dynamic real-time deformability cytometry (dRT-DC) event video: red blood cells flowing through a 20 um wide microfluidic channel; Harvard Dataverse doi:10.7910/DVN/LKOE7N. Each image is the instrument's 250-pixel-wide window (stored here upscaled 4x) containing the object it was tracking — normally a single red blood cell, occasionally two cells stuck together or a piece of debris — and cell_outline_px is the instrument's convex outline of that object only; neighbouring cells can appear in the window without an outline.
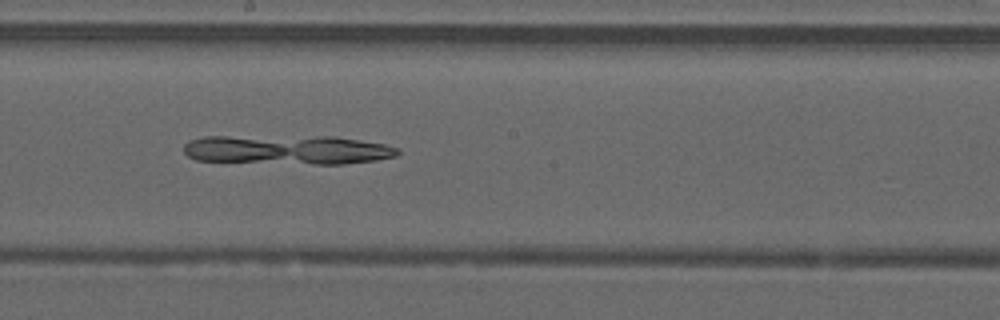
{"species": "common noctule bat (a hibernating species)", "species_latin": "Nyctalus noctula", "temperature_condition": "warm", "stored_images_in_passage": 49, "camera_frame_rate_fps": 3000, "um_per_image_px": 0.085, "animal": {"sex": "male", "forearm_length_mm": 52.5}, "frame": {"image": 1, "passage_image": 28, "time_ms": 9.0, "image_size_px": [1000, 320], "cell_outline_px": [[400, 152], [396, 156], [376, 160], [344, 164], [312, 164], [196, 160], [188, 156], [184, 152], [184, 144], [188, 140], [204, 136], [332, 136], [384, 144], [400, 148]], "centroid_in_image_um": [24.42, 12.72], "position_along_channel_um": 223.8, "area_um2": 36.7}}